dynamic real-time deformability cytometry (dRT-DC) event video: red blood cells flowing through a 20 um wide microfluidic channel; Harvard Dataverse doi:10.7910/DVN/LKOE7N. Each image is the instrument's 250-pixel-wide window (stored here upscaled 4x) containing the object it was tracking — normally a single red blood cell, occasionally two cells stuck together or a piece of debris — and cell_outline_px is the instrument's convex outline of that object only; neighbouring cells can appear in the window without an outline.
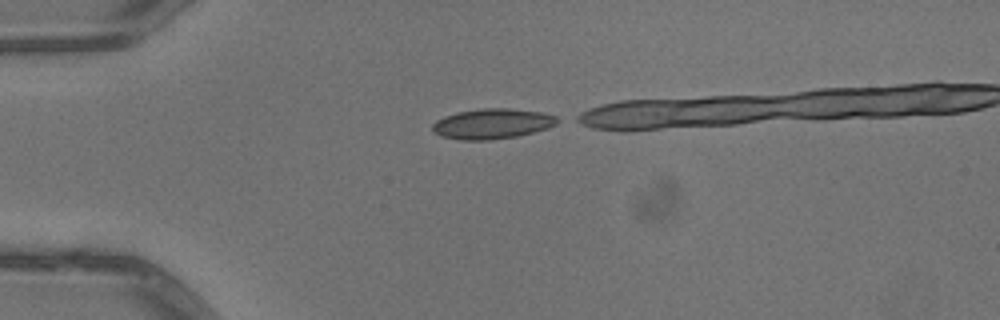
{"species": "common noctule bat (a hibernating species)", "species_latin": "Nyctalus noctula", "temperature_condition": "warm", "stored_images_in_passage": 10, "camera_frame_rate_fps": 3000, "um_per_image_px": 0.085, "animal": {"sex": "male", "body_mass_g": 13.3}, "frame": {"image": 1, "passage_image": 1, "time_ms": 0.0, "image_size_px": [1000, 320], "cell_outline_px": [[564, 120], [548, 128], [516, 136], [488, 140], [460, 140], [440, 136], [432, 128], [432, 124], [436, 120], [444, 116], [456, 112], [484, 108], [508, 108], [540, 112], [556, 116]], "centroid_in_image_um": [41.85, 10.51], "position_along_channel_um": 43.1, "area_um2": 22.02}}
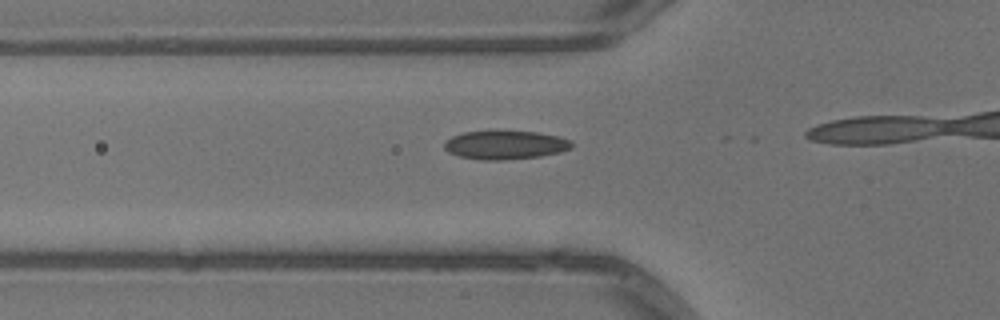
{"frame": {"image": 2, "passage_image": 6, "time_ms": 1.667, "image_size_px": [1000, 320], "cell_outline_px": [[572, 148], [560, 152], [540, 156], [500, 160], [480, 160], [460, 156], [448, 152], [444, 148], [444, 140], [452, 136], [464, 132], [496, 128], [536, 132], [560, 136], [572, 140]], "centroid_in_image_um": [42.93, 12.27], "position_along_channel_um": 82.9, "area_um2": 22.14}}
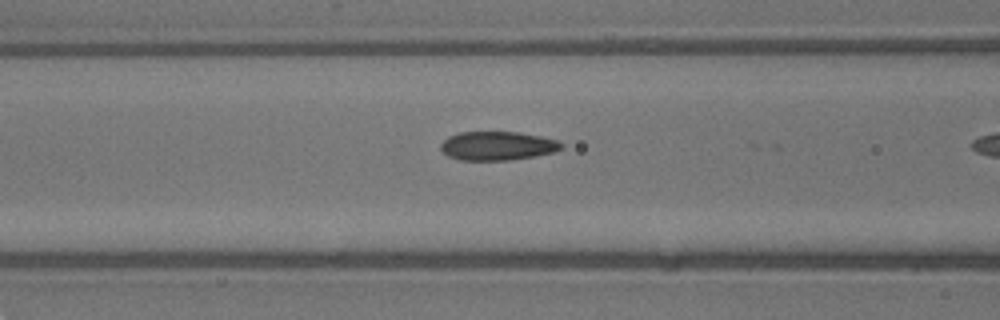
{"frame": {"image": 3, "passage_image": 9, "time_ms": 2.667, "image_size_px": [1000, 320], "cell_outline_px": [[564, 148], [552, 152], [512, 160], [460, 160], [448, 156], [440, 148], [440, 144], [448, 136], [460, 132], [520, 132], [560, 140], [564, 144]], "centroid_in_image_um": [42.3, 12.39], "position_along_channel_um": 124.3, "area_um2": 20.35}}